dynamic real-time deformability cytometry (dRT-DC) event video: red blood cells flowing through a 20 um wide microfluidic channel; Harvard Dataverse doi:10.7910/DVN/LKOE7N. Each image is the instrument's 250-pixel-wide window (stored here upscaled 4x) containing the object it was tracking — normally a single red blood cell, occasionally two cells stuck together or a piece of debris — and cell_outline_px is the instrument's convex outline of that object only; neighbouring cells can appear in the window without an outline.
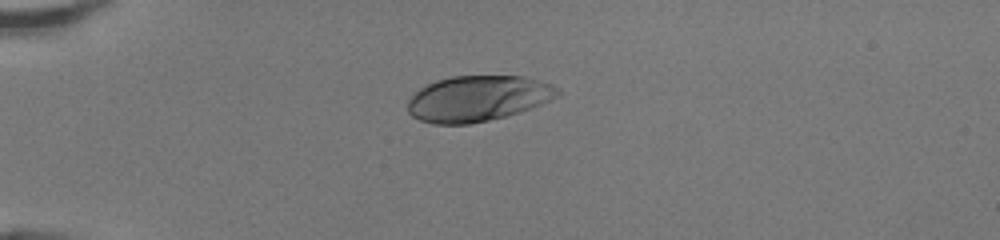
{"species": "human", "species_latin": "Homo sapiens", "temperature_condition": "room temperature", "stored_images_in_passage": 36, "camera_frame_rate_fps": 3000, "um_per_image_px": 0.085, "donor": {"sex": "female"}, "frame": {"image": 1, "passage_image": 1, "time_ms": 0.0, "image_size_px": [1000, 240], "cell_outline_px": [[560, 92], [556, 96], [540, 104], [520, 112], [508, 116], [468, 124], [432, 124], [420, 120], [412, 116], [408, 112], [408, 100], [420, 88], [436, 80], [452, 76], [524, 76], [552, 84], [560, 88]], "centroid_in_image_um": [40.61, 8.37], "position_along_channel_um": 44.4, "area_um2": 39.82}}
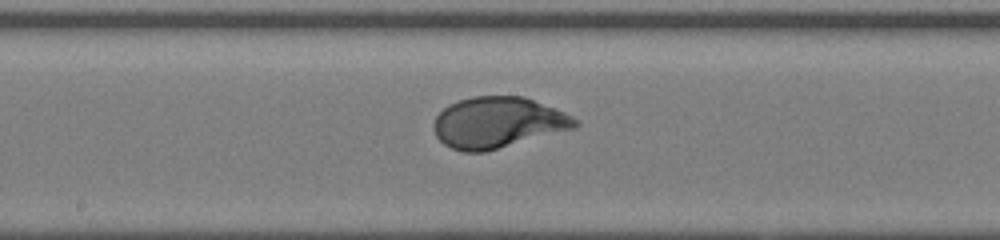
{"frame": {"image": 2, "passage_image": 15, "time_ms": 4.667, "image_size_px": [1000, 240], "cell_outline_px": [[580, 124], [576, 128], [488, 152], [464, 152], [452, 148], [444, 144], [436, 136], [432, 128], [432, 124], [436, 116], [448, 104], [472, 96], [524, 96], [556, 108], [572, 116]], "centroid_in_image_um": [42.32, 10.43], "position_along_channel_um": 205.9, "area_um2": 42.48}}
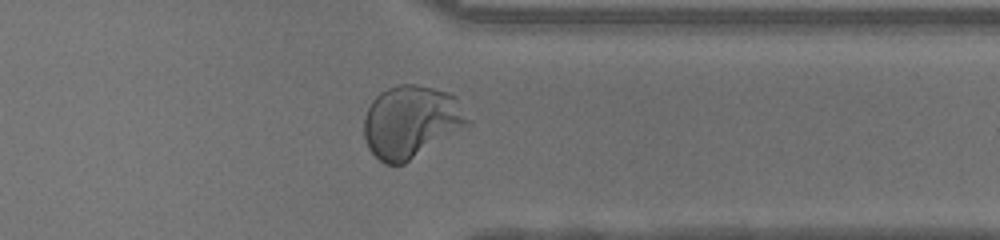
{"frame": {"image": 3, "passage_image": 27, "time_ms": 8.667, "image_size_px": [1000, 240], "cell_outline_px": [[472, 124], [404, 164], [384, 164], [368, 148], [364, 136], [364, 116], [372, 100], [380, 92], [388, 88], [400, 84], [416, 84], [448, 92], [456, 96], [472, 120]], "centroid_in_image_um": [34.98, 10.34], "position_along_channel_um": 376.4, "area_um2": 44.16}, "authors_computed_cell_mechanics": {"area_um2": 41.616, "velocity_mm_per_s": 4.2817, "shape_relaxation_time_tau1_ms": 3.1981, "shape_relaxation_time_tau2_ms": null, "deformation_change_tau1": 0.1864, "deformation_change_tau2": null}}